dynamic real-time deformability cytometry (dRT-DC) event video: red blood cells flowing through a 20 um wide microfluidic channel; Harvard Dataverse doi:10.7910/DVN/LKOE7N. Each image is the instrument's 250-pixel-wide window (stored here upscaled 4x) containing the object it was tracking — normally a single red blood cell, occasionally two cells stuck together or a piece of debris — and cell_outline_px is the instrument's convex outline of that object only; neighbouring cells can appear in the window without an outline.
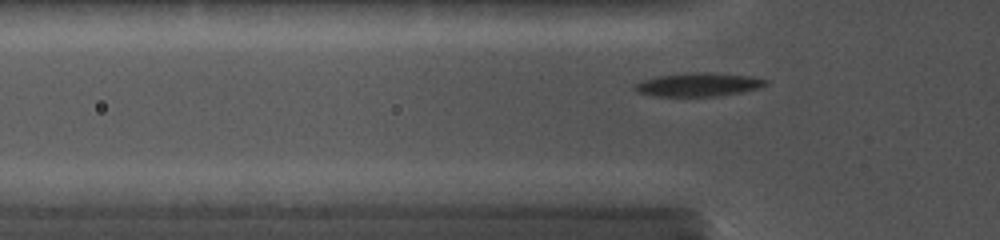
{"species": "common noctule bat (a hibernating species)", "species_latin": "Nyctalus noctula", "temperature_condition": "cold", "stored_images_in_passage": 31, "camera_frame_rate_fps": 5000, "um_per_image_px": 0.085, "animal": {"sex": "female", "body_mass_g": 19.0, "forearm_length_mm": 56.7}, "frame": {"image": 1, "passage_image": 6, "time_ms": 1.8, "image_size_px": [1000, 240], "cell_outline_px": [[768, 84], [760, 88], [740, 92], [716, 96], [652, 96], [636, 92], [632, 88], [632, 84], [656, 76], [684, 72], [716, 72], [752, 76], [768, 80]], "centroid_in_image_um": [59.33, 7.17], "position_along_channel_um": 66.5, "area_um2": 18.38}}
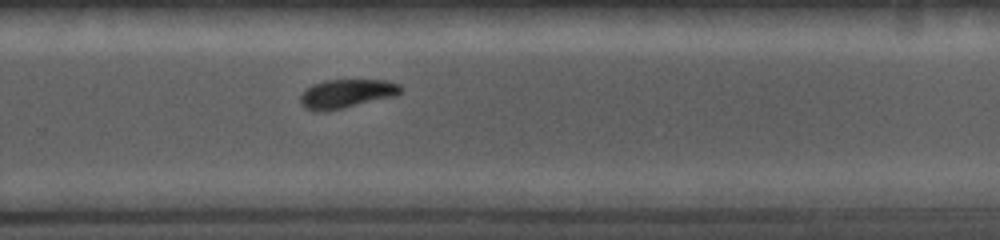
{"frame": {"image": 2, "passage_image": 21, "time_ms": 7.6, "image_size_px": [1000, 240], "cell_outline_px": [[404, 88], [396, 96], [324, 112], [312, 112], [304, 108], [300, 104], [300, 96], [312, 84], [324, 80], [388, 80], [400, 84]], "centroid_in_image_um": [29.45, 7.97], "position_along_channel_um": 300.3, "area_um2": 17.05}}
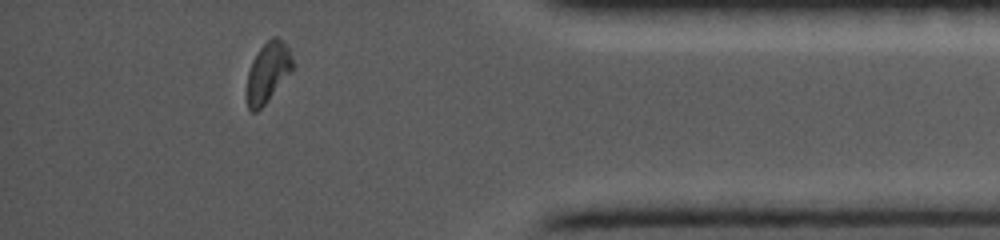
{"frame": {"image": 3, "passage_image": 28, "time_ms": 10.8, "image_size_px": [1000, 240], "cell_outline_px": [[292, 68], [264, 104], [256, 112], [252, 112], [248, 108], [244, 92], [248, 72], [252, 60], [260, 48], [272, 36], [276, 36], [288, 48], [292, 56]], "centroid_in_image_um": [22.68, 6.16], "position_along_channel_um": 412.5, "area_um2": 15.72}}